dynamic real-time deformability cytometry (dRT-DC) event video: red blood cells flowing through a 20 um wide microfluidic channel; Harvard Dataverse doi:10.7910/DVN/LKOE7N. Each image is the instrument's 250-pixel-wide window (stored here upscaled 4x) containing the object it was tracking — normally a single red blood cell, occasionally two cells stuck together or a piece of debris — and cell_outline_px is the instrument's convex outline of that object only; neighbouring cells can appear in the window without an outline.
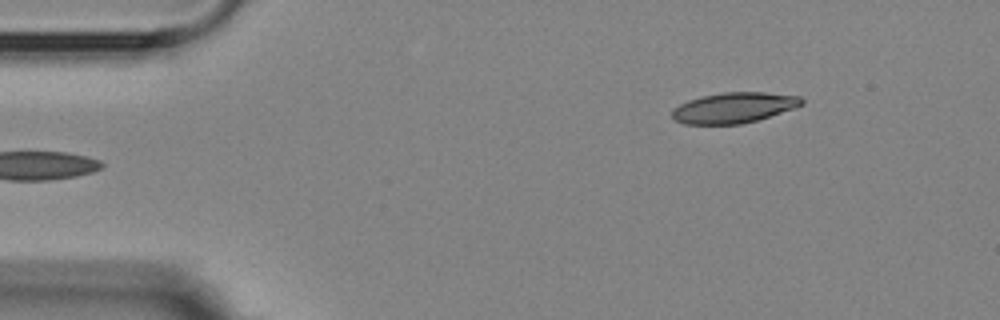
{"species": "Egyptian fruit bat (a non-hibernating species)", "species_latin": "Rousettus aegyptiacus", "temperature_condition": "room temperature", "stored_images_in_passage": 5, "camera_frame_rate_fps": 3000, "um_per_image_px": 0.085, "animal": {"sex": "female"}, "frame": {"image": 1, "passage_image": 5, "time_ms": 4.667, "image_size_px": [1000, 320], "cell_outline_px": [[804, 104], [796, 108], [756, 120], [740, 124], [684, 124], [676, 120], [672, 116], [672, 108], [688, 100], [704, 96], [724, 92], [764, 92], [800, 96], [804, 100]], "centroid_in_image_um": [62.4, 9.15], "position_along_channel_um": 22.6, "area_um2": 23.0}}